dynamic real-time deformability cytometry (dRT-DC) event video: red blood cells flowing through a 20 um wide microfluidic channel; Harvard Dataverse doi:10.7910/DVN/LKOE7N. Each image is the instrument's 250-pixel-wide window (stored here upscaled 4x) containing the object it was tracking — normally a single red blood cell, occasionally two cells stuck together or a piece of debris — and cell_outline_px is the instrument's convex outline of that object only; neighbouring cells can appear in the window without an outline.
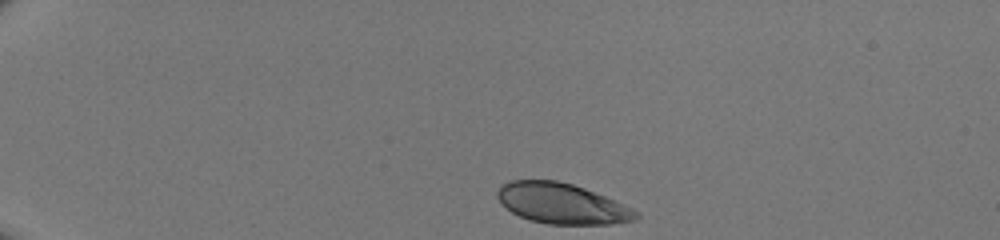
{"species": "human", "species_latin": "Homo sapiens", "temperature_condition": "room temperature", "stored_images_in_passage": 35, "camera_frame_rate_fps": 3000, "um_per_image_px": 0.085, "donor": {"sex": "male"}, "frame": {"image": 1, "passage_image": 1, "time_ms": 0.0, "image_size_px": [1000, 240], "cell_outline_px": [[640, 216], [636, 220], [608, 224], [548, 224], [528, 220], [512, 212], [500, 204], [496, 196], [496, 192], [500, 184], [512, 180], [556, 180], [572, 184], [584, 188], [604, 196], [632, 208], [640, 212]], "centroid_in_image_um": [47.72, 17.3], "position_along_channel_um": 37.3, "area_um2": 32.83}}
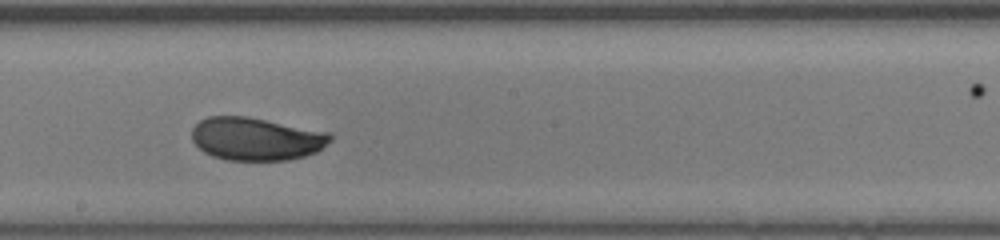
{"frame": {"image": 2, "passage_image": 20, "time_ms": 6.333, "image_size_px": [1000, 240], "cell_outline_px": [[332, 140], [316, 152], [304, 156], [288, 160], [224, 160], [212, 156], [204, 152], [192, 140], [192, 128], [200, 120], [208, 116], [248, 116], [332, 132]], "centroid_in_image_um": [21.79, 11.79], "position_along_channel_um": 226.4, "area_um2": 34.97}}
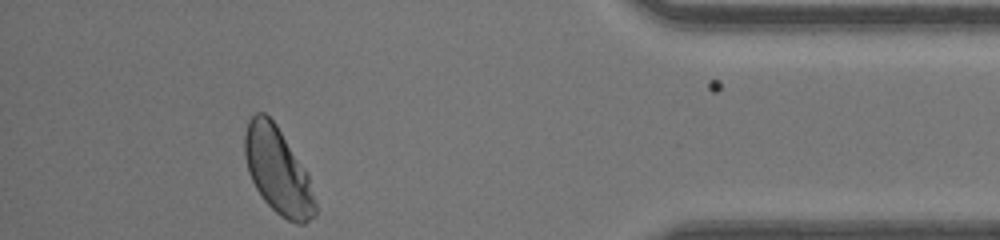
{"frame": {"image": 3, "passage_image": 35, "time_ms": 11.333, "image_size_px": [1000, 240], "cell_outline_px": [[316, 216], [304, 224], [296, 224], [280, 216], [264, 200], [256, 188], [248, 172], [244, 156], [244, 136], [248, 120], [256, 112], [264, 112], [276, 124], [308, 172], [316, 204]], "centroid_in_image_um": [23.62, 14.52], "position_along_channel_um": 411.6, "area_um2": 35.66}}